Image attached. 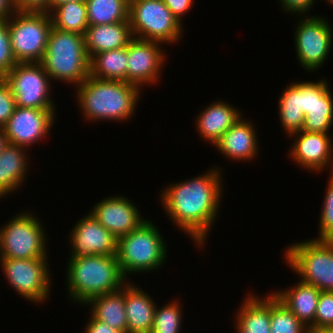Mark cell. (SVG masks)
Segmentation results:
<instances>
[{"label": "cell", "instance_id": "obj_1", "mask_svg": "<svg viewBox=\"0 0 333 333\" xmlns=\"http://www.w3.org/2000/svg\"><path fill=\"white\" fill-rule=\"evenodd\" d=\"M221 184V171L215 167L198 177L170 184L161 193L160 201L169 219L199 246H205L208 231L216 221Z\"/></svg>", "mask_w": 333, "mask_h": 333}, {"label": "cell", "instance_id": "obj_2", "mask_svg": "<svg viewBox=\"0 0 333 333\" xmlns=\"http://www.w3.org/2000/svg\"><path fill=\"white\" fill-rule=\"evenodd\" d=\"M84 119L126 121L135 114L141 92L134 84L90 76L76 89Z\"/></svg>", "mask_w": 333, "mask_h": 333}, {"label": "cell", "instance_id": "obj_3", "mask_svg": "<svg viewBox=\"0 0 333 333\" xmlns=\"http://www.w3.org/2000/svg\"><path fill=\"white\" fill-rule=\"evenodd\" d=\"M67 269L69 297L81 305L97 295L118 291L126 283L116 255L69 258Z\"/></svg>", "mask_w": 333, "mask_h": 333}, {"label": "cell", "instance_id": "obj_4", "mask_svg": "<svg viewBox=\"0 0 333 333\" xmlns=\"http://www.w3.org/2000/svg\"><path fill=\"white\" fill-rule=\"evenodd\" d=\"M40 63L51 80H63L79 86L90 75V59L84 35L52 26Z\"/></svg>", "mask_w": 333, "mask_h": 333}, {"label": "cell", "instance_id": "obj_5", "mask_svg": "<svg viewBox=\"0 0 333 333\" xmlns=\"http://www.w3.org/2000/svg\"><path fill=\"white\" fill-rule=\"evenodd\" d=\"M160 234L152 221L145 220L135 230L118 238L116 256L125 278L130 273L158 269L165 263L168 250Z\"/></svg>", "mask_w": 333, "mask_h": 333}, {"label": "cell", "instance_id": "obj_6", "mask_svg": "<svg viewBox=\"0 0 333 333\" xmlns=\"http://www.w3.org/2000/svg\"><path fill=\"white\" fill-rule=\"evenodd\" d=\"M284 256L301 282L321 291H333V240L296 242L286 249Z\"/></svg>", "mask_w": 333, "mask_h": 333}, {"label": "cell", "instance_id": "obj_7", "mask_svg": "<svg viewBox=\"0 0 333 333\" xmlns=\"http://www.w3.org/2000/svg\"><path fill=\"white\" fill-rule=\"evenodd\" d=\"M6 20L17 63H40L52 28L50 13L16 11Z\"/></svg>", "mask_w": 333, "mask_h": 333}, {"label": "cell", "instance_id": "obj_8", "mask_svg": "<svg viewBox=\"0 0 333 333\" xmlns=\"http://www.w3.org/2000/svg\"><path fill=\"white\" fill-rule=\"evenodd\" d=\"M129 22L137 39L171 44L182 37V23L162 0H129Z\"/></svg>", "mask_w": 333, "mask_h": 333}, {"label": "cell", "instance_id": "obj_9", "mask_svg": "<svg viewBox=\"0 0 333 333\" xmlns=\"http://www.w3.org/2000/svg\"><path fill=\"white\" fill-rule=\"evenodd\" d=\"M45 229L36 215L16 214L0 228V258L33 259L47 256Z\"/></svg>", "mask_w": 333, "mask_h": 333}, {"label": "cell", "instance_id": "obj_10", "mask_svg": "<svg viewBox=\"0 0 333 333\" xmlns=\"http://www.w3.org/2000/svg\"><path fill=\"white\" fill-rule=\"evenodd\" d=\"M47 258H0V262L10 287L33 303H43L46 298L49 299L52 285Z\"/></svg>", "mask_w": 333, "mask_h": 333}, {"label": "cell", "instance_id": "obj_11", "mask_svg": "<svg viewBox=\"0 0 333 333\" xmlns=\"http://www.w3.org/2000/svg\"><path fill=\"white\" fill-rule=\"evenodd\" d=\"M10 85L16 106L54 109L51 100V78L41 63H17L4 77ZM50 79V80H49Z\"/></svg>", "mask_w": 333, "mask_h": 333}, {"label": "cell", "instance_id": "obj_12", "mask_svg": "<svg viewBox=\"0 0 333 333\" xmlns=\"http://www.w3.org/2000/svg\"><path fill=\"white\" fill-rule=\"evenodd\" d=\"M305 17L295 26V49L302 68L315 72L329 56L333 30L330 23L320 16Z\"/></svg>", "mask_w": 333, "mask_h": 333}, {"label": "cell", "instance_id": "obj_13", "mask_svg": "<svg viewBox=\"0 0 333 333\" xmlns=\"http://www.w3.org/2000/svg\"><path fill=\"white\" fill-rule=\"evenodd\" d=\"M55 109H35L16 106L13 114L2 127L7 143L25 147L42 140L55 121Z\"/></svg>", "mask_w": 333, "mask_h": 333}, {"label": "cell", "instance_id": "obj_14", "mask_svg": "<svg viewBox=\"0 0 333 333\" xmlns=\"http://www.w3.org/2000/svg\"><path fill=\"white\" fill-rule=\"evenodd\" d=\"M159 42L134 38L128 45L127 82L138 86L154 84L160 78L166 58ZM163 50V51H162ZM142 86V88H141Z\"/></svg>", "mask_w": 333, "mask_h": 333}, {"label": "cell", "instance_id": "obj_15", "mask_svg": "<svg viewBox=\"0 0 333 333\" xmlns=\"http://www.w3.org/2000/svg\"><path fill=\"white\" fill-rule=\"evenodd\" d=\"M69 238L70 258L88 255L114 256L118 239L90 213L76 222Z\"/></svg>", "mask_w": 333, "mask_h": 333}, {"label": "cell", "instance_id": "obj_16", "mask_svg": "<svg viewBox=\"0 0 333 333\" xmlns=\"http://www.w3.org/2000/svg\"><path fill=\"white\" fill-rule=\"evenodd\" d=\"M137 208L126 197L108 196L96 203L90 214L118 239L145 221Z\"/></svg>", "mask_w": 333, "mask_h": 333}, {"label": "cell", "instance_id": "obj_17", "mask_svg": "<svg viewBox=\"0 0 333 333\" xmlns=\"http://www.w3.org/2000/svg\"><path fill=\"white\" fill-rule=\"evenodd\" d=\"M328 134L303 130L291 134L290 137H295L294 145L289 153L294 159L293 162H296L299 167L316 173L324 171L328 165L333 166V161H331L333 160V144H331V137ZM331 173H333V167Z\"/></svg>", "mask_w": 333, "mask_h": 333}, {"label": "cell", "instance_id": "obj_18", "mask_svg": "<svg viewBox=\"0 0 333 333\" xmlns=\"http://www.w3.org/2000/svg\"><path fill=\"white\" fill-rule=\"evenodd\" d=\"M255 127L246 119L239 120L232 125L214 144L227 158L235 161H250L258 153V138Z\"/></svg>", "mask_w": 333, "mask_h": 333}, {"label": "cell", "instance_id": "obj_19", "mask_svg": "<svg viewBox=\"0 0 333 333\" xmlns=\"http://www.w3.org/2000/svg\"><path fill=\"white\" fill-rule=\"evenodd\" d=\"M133 39L130 22L89 25L84 33L89 59L103 51L127 47Z\"/></svg>", "mask_w": 333, "mask_h": 333}, {"label": "cell", "instance_id": "obj_20", "mask_svg": "<svg viewBox=\"0 0 333 333\" xmlns=\"http://www.w3.org/2000/svg\"><path fill=\"white\" fill-rule=\"evenodd\" d=\"M127 333H151L156 304L140 287L124 284Z\"/></svg>", "mask_w": 333, "mask_h": 333}, {"label": "cell", "instance_id": "obj_21", "mask_svg": "<svg viewBox=\"0 0 333 333\" xmlns=\"http://www.w3.org/2000/svg\"><path fill=\"white\" fill-rule=\"evenodd\" d=\"M242 116L240 110L231 106L227 102L218 101L208 104L197 117V131L203 137L214 145L220 137Z\"/></svg>", "mask_w": 333, "mask_h": 333}, {"label": "cell", "instance_id": "obj_22", "mask_svg": "<svg viewBox=\"0 0 333 333\" xmlns=\"http://www.w3.org/2000/svg\"><path fill=\"white\" fill-rule=\"evenodd\" d=\"M306 327H314V318L321 290L298 281L293 287L271 292Z\"/></svg>", "mask_w": 333, "mask_h": 333}, {"label": "cell", "instance_id": "obj_23", "mask_svg": "<svg viewBox=\"0 0 333 333\" xmlns=\"http://www.w3.org/2000/svg\"><path fill=\"white\" fill-rule=\"evenodd\" d=\"M26 154L25 147L10 143L4 146L0 153V198L12 194L23 185L29 165Z\"/></svg>", "mask_w": 333, "mask_h": 333}, {"label": "cell", "instance_id": "obj_24", "mask_svg": "<svg viewBox=\"0 0 333 333\" xmlns=\"http://www.w3.org/2000/svg\"><path fill=\"white\" fill-rule=\"evenodd\" d=\"M249 294L238 308L236 333H271V293L265 298Z\"/></svg>", "mask_w": 333, "mask_h": 333}, {"label": "cell", "instance_id": "obj_25", "mask_svg": "<svg viewBox=\"0 0 333 333\" xmlns=\"http://www.w3.org/2000/svg\"><path fill=\"white\" fill-rule=\"evenodd\" d=\"M327 81L313 82V105L304 116L303 131L329 133L333 124V97Z\"/></svg>", "mask_w": 333, "mask_h": 333}, {"label": "cell", "instance_id": "obj_26", "mask_svg": "<svg viewBox=\"0 0 333 333\" xmlns=\"http://www.w3.org/2000/svg\"><path fill=\"white\" fill-rule=\"evenodd\" d=\"M85 304L91 305L92 312L90 315L93 318L127 333L124 285L118 291L92 297Z\"/></svg>", "mask_w": 333, "mask_h": 333}, {"label": "cell", "instance_id": "obj_27", "mask_svg": "<svg viewBox=\"0 0 333 333\" xmlns=\"http://www.w3.org/2000/svg\"><path fill=\"white\" fill-rule=\"evenodd\" d=\"M127 61L128 46L100 52L90 59V76L127 82Z\"/></svg>", "mask_w": 333, "mask_h": 333}, {"label": "cell", "instance_id": "obj_28", "mask_svg": "<svg viewBox=\"0 0 333 333\" xmlns=\"http://www.w3.org/2000/svg\"><path fill=\"white\" fill-rule=\"evenodd\" d=\"M282 92L278 100L279 117L284 131L290 136L301 131L304 126L302 91L293 82Z\"/></svg>", "mask_w": 333, "mask_h": 333}, {"label": "cell", "instance_id": "obj_29", "mask_svg": "<svg viewBox=\"0 0 333 333\" xmlns=\"http://www.w3.org/2000/svg\"><path fill=\"white\" fill-rule=\"evenodd\" d=\"M89 25L129 22V0H86Z\"/></svg>", "mask_w": 333, "mask_h": 333}, {"label": "cell", "instance_id": "obj_30", "mask_svg": "<svg viewBox=\"0 0 333 333\" xmlns=\"http://www.w3.org/2000/svg\"><path fill=\"white\" fill-rule=\"evenodd\" d=\"M52 26L67 32L84 35L89 26L85 1H70L56 6L50 12Z\"/></svg>", "mask_w": 333, "mask_h": 333}, {"label": "cell", "instance_id": "obj_31", "mask_svg": "<svg viewBox=\"0 0 333 333\" xmlns=\"http://www.w3.org/2000/svg\"><path fill=\"white\" fill-rule=\"evenodd\" d=\"M271 333H306L307 327L271 293Z\"/></svg>", "mask_w": 333, "mask_h": 333}, {"label": "cell", "instance_id": "obj_32", "mask_svg": "<svg viewBox=\"0 0 333 333\" xmlns=\"http://www.w3.org/2000/svg\"><path fill=\"white\" fill-rule=\"evenodd\" d=\"M182 309L177 301L155 308L151 333H179L182 324Z\"/></svg>", "mask_w": 333, "mask_h": 333}, {"label": "cell", "instance_id": "obj_33", "mask_svg": "<svg viewBox=\"0 0 333 333\" xmlns=\"http://www.w3.org/2000/svg\"><path fill=\"white\" fill-rule=\"evenodd\" d=\"M330 176L322 204L318 240H333V173Z\"/></svg>", "mask_w": 333, "mask_h": 333}, {"label": "cell", "instance_id": "obj_34", "mask_svg": "<svg viewBox=\"0 0 333 333\" xmlns=\"http://www.w3.org/2000/svg\"><path fill=\"white\" fill-rule=\"evenodd\" d=\"M17 64L12 49L6 19H0V78H3Z\"/></svg>", "mask_w": 333, "mask_h": 333}, {"label": "cell", "instance_id": "obj_35", "mask_svg": "<svg viewBox=\"0 0 333 333\" xmlns=\"http://www.w3.org/2000/svg\"><path fill=\"white\" fill-rule=\"evenodd\" d=\"M314 327L333 329V291H321L314 318Z\"/></svg>", "mask_w": 333, "mask_h": 333}, {"label": "cell", "instance_id": "obj_36", "mask_svg": "<svg viewBox=\"0 0 333 333\" xmlns=\"http://www.w3.org/2000/svg\"><path fill=\"white\" fill-rule=\"evenodd\" d=\"M16 108V101L10 85L0 78V127H3Z\"/></svg>", "mask_w": 333, "mask_h": 333}, {"label": "cell", "instance_id": "obj_37", "mask_svg": "<svg viewBox=\"0 0 333 333\" xmlns=\"http://www.w3.org/2000/svg\"><path fill=\"white\" fill-rule=\"evenodd\" d=\"M279 2L280 5L282 4L281 6L284 8V11L289 13L293 12V14L299 13L302 15L301 17H303V14L306 16L305 13L308 14V10L313 7V4H315L313 3L315 0H279Z\"/></svg>", "mask_w": 333, "mask_h": 333}, {"label": "cell", "instance_id": "obj_38", "mask_svg": "<svg viewBox=\"0 0 333 333\" xmlns=\"http://www.w3.org/2000/svg\"><path fill=\"white\" fill-rule=\"evenodd\" d=\"M50 0H14L17 11L48 12Z\"/></svg>", "mask_w": 333, "mask_h": 333}, {"label": "cell", "instance_id": "obj_39", "mask_svg": "<svg viewBox=\"0 0 333 333\" xmlns=\"http://www.w3.org/2000/svg\"><path fill=\"white\" fill-rule=\"evenodd\" d=\"M164 4L169 8L172 14L182 23L181 19L189 12L193 6V0H162Z\"/></svg>", "mask_w": 333, "mask_h": 333}, {"label": "cell", "instance_id": "obj_40", "mask_svg": "<svg viewBox=\"0 0 333 333\" xmlns=\"http://www.w3.org/2000/svg\"><path fill=\"white\" fill-rule=\"evenodd\" d=\"M294 84L302 91V108L305 115L313 105V82L301 81Z\"/></svg>", "mask_w": 333, "mask_h": 333}, {"label": "cell", "instance_id": "obj_41", "mask_svg": "<svg viewBox=\"0 0 333 333\" xmlns=\"http://www.w3.org/2000/svg\"><path fill=\"white\" fill-rule=\"evenodd\" d=\"M86 324L87 325L84 333H123L122 331L114 329L113 327L93 318L92 316L89 319V323Z\"/></svg>", "mask_w": 333, "mask_h": 333}, {"label": "cell", "instance_id": "obj_42", "mask_svg": "<svg viewBox=\"0 0 333 333\" xmlns=\"http://www.w3.org/2000/svg\"><path fill=\"white\" fill-rule=\"evenodd\" d=\"M16 11L14 0H0V19H8Z\"/></svg>", "mask_w": 333, "mask_h": 333}, {"label": "cell", "instance_id": "obj_43", "mask_svg": "<svg viewBox=\"0 0 333 333\" xmlns=\"http://www.w3.org/2000/svg\"><path fill=\"white\" fill-rule=\"evenodd\" d=\"M70 1H86V0H50L49 2V13L58 5L65 3V2H70Z\"/></svg>", "mask_w": 333, "mask_h": 333}, {"label": "cell", "instance_id": "obj_44", "mask_svg": "<svg viewBox=\"0 0 333 333\" xmlns=\"http://www.w3.org/2000/svg\"><path fill=\"white\" fill-rule=\"evenodd\" d=\"M306 333H333V329L307 327Z\"/></svg>", "mask_w": 333, "mask_h": 333}, {"label": "cell", "instance_id": "obj_45", "mask_svg": "<svg viewBox=\"0 0 333 333\" xmlns=\"http://www.w3.org/2000/svg\"><path fill=\"white\" fill-rule=\"evenodd\" d=\"M6 144H7V140H6L3 128L0 127V153L2 152V150Z\"/></svg>", "mask_w": 333, "mask_h": 333}, {"label": "cell", "instance_id": "obj_46", "mask_svg": "<svg viewBox=\"0 0 333 333\" xmlns=\"http://www.w3.org/2000/svg\"><path fill=\"white\" fill-rule=\"evenodd\" d=\"M326 1H328V3H330V5L333 4V0H326Z\"/></svg>", "mask_w": 333, "mask_h": 333}]
</instances>
